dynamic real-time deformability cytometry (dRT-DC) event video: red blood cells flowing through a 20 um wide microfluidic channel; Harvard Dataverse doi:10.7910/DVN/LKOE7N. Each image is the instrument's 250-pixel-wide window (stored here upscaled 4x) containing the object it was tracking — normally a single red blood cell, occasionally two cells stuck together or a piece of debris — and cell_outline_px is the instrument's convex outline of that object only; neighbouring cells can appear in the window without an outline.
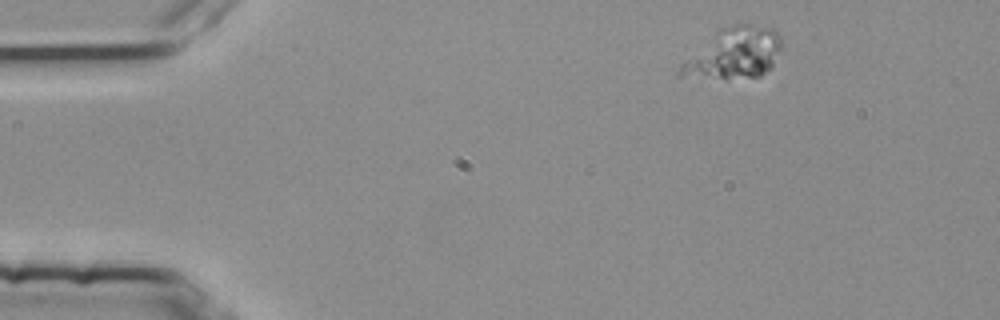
{"species": "common noctule bat (a hibernating species)", "species_latin": "Nyctalus noctula", "temperature_condition": "room temperature", "stored_images_in_passage": 2, "camera_frame_rate_fps": 3000, "um_per_image_px": 0.085, "animal": {"sex": "female", "body_mass_g": 25.1}, "frame": {"image": 1, "passage_image": 1, "time_ms": 0.0, "image_size_px": [1000, 320], "cell_outline_px": [[784, 48], [772, 68], [760, 76], [680, 76], [676, 72], [680, 64], [684, 60], [720, 28], [736, 24], [752, 24], [772, 28], [780, 36], [784, 44]], "centroid_in_image_um": [62.48, 4.48], "position_along_channel_um": 22.5, "area_um2": 29.59}}